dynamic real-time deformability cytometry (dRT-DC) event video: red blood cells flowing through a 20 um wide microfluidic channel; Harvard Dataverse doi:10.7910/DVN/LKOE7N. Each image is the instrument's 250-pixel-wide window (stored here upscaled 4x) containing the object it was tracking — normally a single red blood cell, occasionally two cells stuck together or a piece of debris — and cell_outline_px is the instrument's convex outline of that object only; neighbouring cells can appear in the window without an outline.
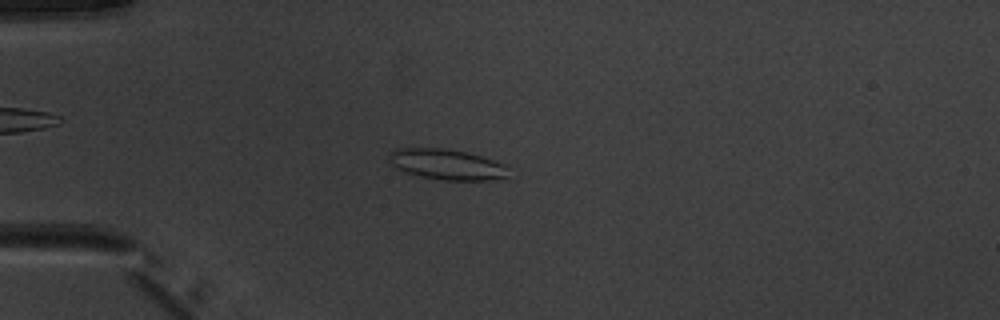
{"species": "common noctule bat (a hibernating species)", "species_latin": "Nyctalus noctula", "temperature_condition": "warm", "stored_images_in_passage": 29, "camera_frame_rate_fps": 3000, "um_per_image_px": 0.085, "animal": {"sex": "male", "body_mass_g": 20.1, "forearm_length_mm": 53.5}, "frame": {"image": 1, "passage_image": 14, "time_ms": 4.333, "image_size_px": [1000, 320], "cell_outline_px": [[508, 176], [492, 180], [444, 180], [420, 176], [404, 172], [392, 164], [388, 160], [388, 152], [396, 148], [444, 148], [464, 152], [480, 156], [504, 164], [508, 168]], "centroid_in_image_um": [37.94, 13.97], "position_along_channel_um": 47.1, "area_um2": 21.21}}
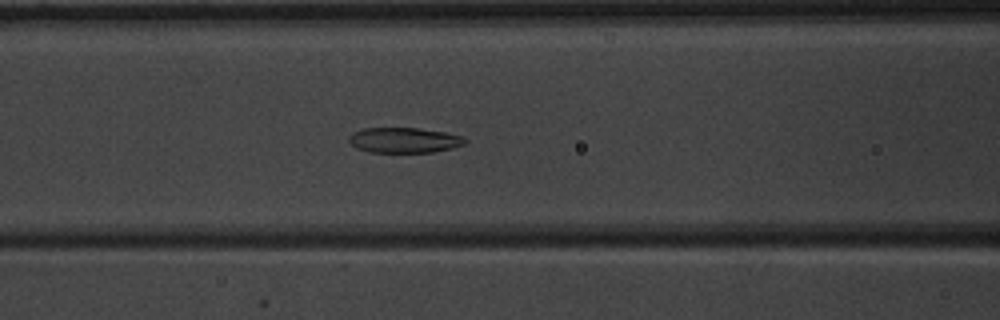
{"frame": {"image": 2, "passage_image": 22, "time_ms": 7.0, "image_size_px": [1000, 320], "cell_outline_px": [[468, 140], [464, 144], [452, 148], [432, 152], [368, 152], [356, 148], [348, 140], [348, 136], [352, 132], [364, 128], [420, 128], [444, 132], [460, 136]], "centroid_in_image_um": [34.31, 11.91], "position_along_channel_um": 132.3, "area_um2": 17.11}}
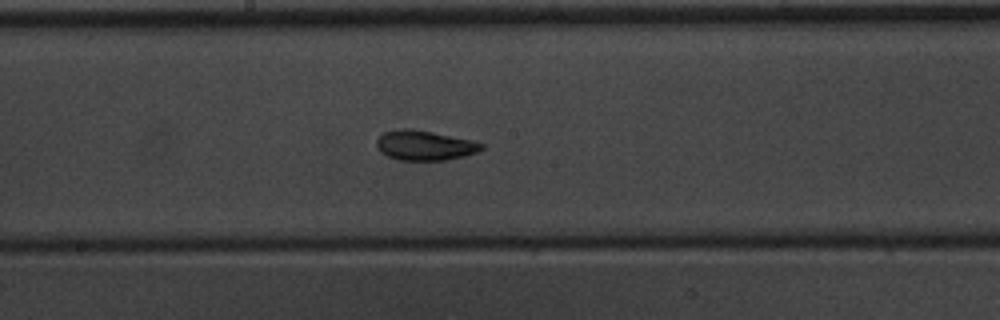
{"frame": {"image": 3, "passage_image": 28, "time_ms": 9.0, "image_size_px": [1000, 320], "cell_outline_px": [[484, 148], [476, 152], [464, 156], [444, 160], [400, 160], [388, 156], [380, 152], [376, 148], [376, 140], [384, 132], [400, 128], [412, 128], [472, 140], [484, 144]], "centroid_in_image_um": [36.07, 12.35], "position_along_channel_um": 212.1, "area_um2": 18.26}}